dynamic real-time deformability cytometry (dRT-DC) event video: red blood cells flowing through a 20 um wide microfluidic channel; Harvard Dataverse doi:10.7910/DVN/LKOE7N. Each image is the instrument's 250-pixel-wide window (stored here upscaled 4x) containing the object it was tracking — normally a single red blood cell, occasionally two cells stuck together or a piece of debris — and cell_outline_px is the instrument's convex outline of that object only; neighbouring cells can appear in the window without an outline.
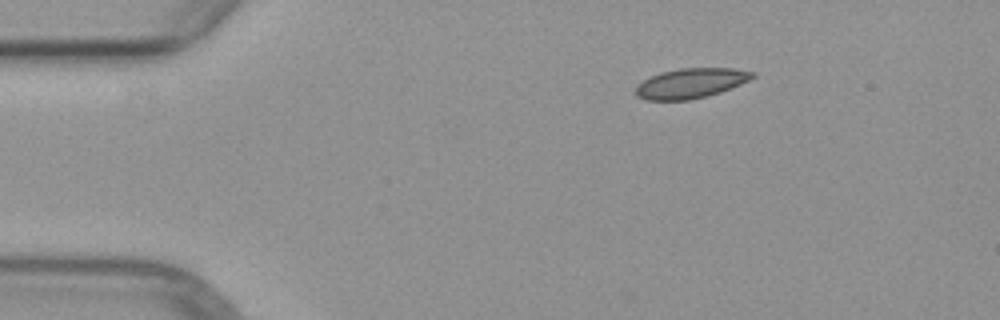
{"species": "common noctule bat (a hibernating species)", "species_latin": "Nyctalus noctula", "temperature_condition": "warm", "stored_images_in_passage": 3, "camera_frame_rate_fps": 3000, "um_per_image_px": 0.085, "animal": {"sex": "female", "body_mass_g": 29.2, "forearm_length_mm": 56.3}, "frame": {"image": 1, "passage_image": 1, "time_ms": 0.0, "image_size_px": [1000, 320], "cell_outline_px": [[756, 76], [740, 84], [720, 92], [688, 100], [644, 100], [636, 96], [636, 84], [660, 72], [680, 68], [736, 68], [756, 72]], "centroid_in_image_um": [58.71, 7.06], "position_along_channel_um": 26.3, "area_um2": 20.35}}
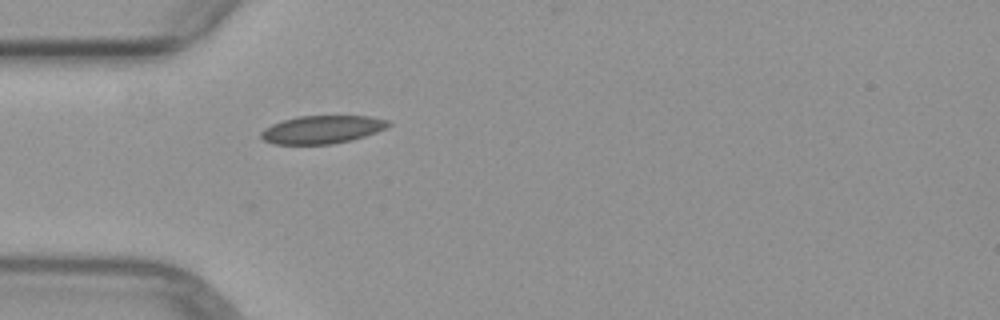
{"frame": {"image": 2, "passage_image": 3, "time_ms": 2.333, "image_size_px": [1000, 320], "cell_outline_px": [[392, 124], [376, 132], [352, 140], [332, 144], [276, 144], [264, 140], [260, 136], [260, 132], [264, 128], [272, 124], [296, 116], [368, 116], [388, 120]], "centroid_in_image_um": [27.36, 11.01], "position_along_channel_um": 57.6, "area_um2": 20.69}}